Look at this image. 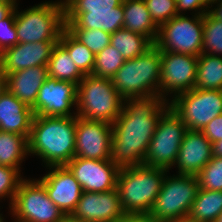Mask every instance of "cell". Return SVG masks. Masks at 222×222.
Returning a JSON list of instances; mask_svg holds the SVG:
<instances>
[{"label":"cell","mask_w":222,"mask_h":222,"mask_svg":"<svg viewBox=\"0 0 222 222\" xmlns=\"http://www.w3.org/2000/svg\"><path fill=\"white\" fill-rule=\"evenodd\" d=\"M64 15L66 29H100L112 34L123 28L122 0H70Z\"/></svg>","instance_id":"7"},{"label":"cell","mask_w":222,"mask_h":222,"mask_svg":"<svg viewBox=\"0 0 222 222\" xmlns=\"http://www.w3.org/2000/svg\"><path fill=\"white\" fill-rule=\"evenodd\" d=\"M62 222H85V221L76 220L70 215V216H65Z\"/></svg>","instance_id":"44"},{"label":"cell","mask_w":222,"mask_h":222,"mask_svg":"<svg viewBox=\"0 0 222 222\" xmlns=\"http://www.w3.org/2000/svg\"><path fill=\"white\" fill-rule=\"evenodd\" d=\"M161 75L160 50L154 45L146 53L125 60L111 79L123 99L159 96Z\"/></svg>","instance_id":"4"},{"label":"cell","mask_w":222,"mask_h":222,"mask_svg":"<svg viewBox=\"0 0 222 222\" xmlns=\"http://www.w3.org/2000/svg\"><path fill=\"white\" fill-rule=\"evenodd\" d=\"M215 222H222V212L220 213L219 217L217 218Z\"/></svg>","instance_id":"48"},{"label":"cell","mask_w":222,"mask_h":222,"mask_svg":"<svg viewBox=\"0 0 222 222\" xmlns=\"http://www.w3.org/2000/svg\"><path fill=\"white\" fill-rule=\"evenodd\" d=\"M70 0H60V1H55L54 3L56 5H59V6H62V7H65L68 3H69Z\"/></svg>","instance_id":"45"},{"label":"cell","mask_w":222,"mask_h":222,"mask_svg":"<svg viewBox=\"0 0 222 222\" xmlns=\"http://www.w3.org/2000/svg\"><path fill=\"white\" fill-rule=\"evenodd\" d=\"M199 188L197 176H168L166 172L160 193L150 213L162 221L187 219Z\"/></svg>","instance_id":"8"},{"label":"cell","mask_w":222,"mask_h":222,"mask_svg":"<svg viewBox=\"0 0 222 222\" xmlns=\"http://www.w3.org/2000/svg\"><path fill=\"white\" fill-rule=\"evenodd\" d=\"M164 222H192V221L184 219V220H174V221H164Z\"/></svg>","instance_id":"47"},{"label":"cell","mask_w":222,"mask_h":222,"mask_svg":"<svg viewBox=\"0 0 222 222\" xmlns=\"http://www.w3.org/2000/svg\"><path fill=\"white\" fill-rule=\"evenodd\" d=\"M29 155L28 138L10 132L0 131V165L17 169Z\"/></svg>","instance_id":"25"},{"label":"cell","mask_w":222,"mask_h":222,"mask_svg":"<svg viewBox=\"0 0 222 222\" xmlns=\"http://www.w3.org/2000/svg\"><path fill=\"white\" fill-rule=\"evenodd\" d=\"M125 215L117 189L100 193L83 191L71 214L85 222H119Z\"/></svg>","instance_id":"18"},{"label":"cell","mask_w":222,"mask_h":222,"mask_svg":"<svg viewBox=\"0 0 222 222\" xmlns=\"http://www.w3.org/2000/svg\"><path fill=\"white\" fill-rule=\"evenodd\" d=\"M2 216H3V214L0 213V222H6V221L4 220V217H2Z\"/></svg>","instance_id":"50"},{"label":"cell","mask_w":222,"mask_h":222,"mask_svg":"<svg viewBox=\"0 0 222 222\" xmlns=\"http://www.w3.org/2000/svg\"><path fill=\"white\" fill-rule=\"evenodd\" d=\"M34 113L8 90L0 96V131L23 135L29 139Z\"/></svg>","instance_id":"21"},{"label":"cell","mask_w":222,"mask_h":222,"mask_svg":"<svg viewBox=\"0 0 222 222\" xmlns=\"http://www.w3.org/2000/svg\"><path fill=\"white\" fill-rule=\"evenodd\" d=\"M124 62L121 53L109 44L102 51L95 54L92 75L112 79Z\"/></svg>","instance_id":"30"},{"label":"cell","mask_w":222,"mask_h":222,"mask_svg":"<svg viewBox=\"0 0 222 222\" xmlns=\"http://www.w3.org/2000/svg\"><path fill=\"white\" fill-rule=\"evenodd\" d=\"M187 130L186 125L169 108L160 117L149 143L144 165L171 170L176 163L180 145Z\"/></svg>","instance_id":"12"},{"label":"cell","mask_w":222,"mask_h":222,"mask_svg":"<svg viewBox=\"0 0 222 222\" xmlns=\"http://www.w3.org/2000/svg\"><path fill=\"white\" fill-rule=\"evenodd\" d=\"M220 1V0H205V2L207 3V5L210 7L213 3Z\"/></svg>","instance_id":"46"},{"label":"cell","mask_w":222,"mask_h":222,"mask_svg":"<svg viewBox=\"0 0 222 222\" xmlns=\"http://www.w3.org/2000/svg\"><path fill=\"white\" fill-rule=\"evenodd\" d=\"M79 42L94 54L110 44L111 34L100 29H67Z\"/></svg>","instance_id":"33"},{"label":"cell","mask_w":222,"mask_h":222,"mask_svg":"<svg viewBox=\"0 0 222 222\" xmlns=\"http://www.w3.org/2000/svg\"><path fill=\"white\" fill-rule=\"evenodd\" d=\"M202 53L222 56V21L204 14Z\"/></svg>","instance_id":"31"},{"label":"cell","mask_w":222,"mask_h":222,"mask_svg":"<svg viewBox=\"0 0 222 222\" xmlns=\"http://www.w3.org/2000/svg\"><path fill=\"white\" fill-rule=\"evenodd\" d=\"M21 173L9 166H0V200L7 197L11 207L20 182L24 179Z\"/></svg>","instance_id":"34"},{"label":"cell","mask_w":222,"mask_h":222,"mask_svg":"<svg viewBox=\"0 0 222 222\" xmlns=\"http://www.w3.org/2000/svg\"><path fill=\"white\" fill-rule=\"evenodd\" d=\"M167 169L138 165L120 168L116 189L126 214L150 212Z\"/></svg>","instance_id":"3"},{"label":"cell","mask_w":222,"mask_h":222,"mask_svg":"<svg viewBox=\"0 0 222 222\" xmlns=\"http://www.w3.org/2000/svg\"><path fill=\"white\" fill-rule=\"evenodd\" d=\"M18 44L15 27V9L5 19L0 21V54L7 48Z\"/></svg>","instance_id":"36"},{"label":"cell","mask_w":222,"mask_h":222,"mask_svg":"<svg viewBox=\"0 0 222 222\" xmlns=\"http://www.w3.org/2000/svg\"><path fill=\"white\" fill-rule=\"evenodd\" d=\"M177 15L159 27L155 46L160 51L202 54L204 15Z\"/></svg>","instance_id":"10"},{"label":"cell","mask_w":222,"mask_h":222,"mask_svg":"<svg viewBox=\"0 0 222 222\" xmlns=\"http://www.w3.org/2000/svg\"><path fill=\"white\" fill-rule=\"evenodd\" d=\"M169 107L188 130L201 131L222 114V90L192 89L169 99Z\"/></svg>","instance_id":"11"},{"label":"cell","mask_w":222,"mask_h":222,"mask_svg":"<svg viewBox=\"0 0 222 222\" xmlns=\"http://www.w3.org/2000/svg\"><path fill=\"white\" fill-rule=\"evenodd\" d=\"M144 2L158 27L178 15L176 0H144Z\"/></svg>","instance_id":"35"},{"label":"cell","mask_w":222,"mask_h":222,"mask_svg":"<svg viewBox=\"0 0 222 222\" xmlns=\"http://www.w3.org/2000/svg\"><path fill=\"white\" fill-rule=\"evenodd\" d=\"M212 155L222 157V140L212 143Z\"/></svg>","instance_id":"43"},{"label":"cell","mask_w":222,"mask_h":222,"mask_svg":"<svg viewBox=\"0 0 222 222\" xmlns=\"http://www.w3.org/2000/svg\"><path fill=\"white\" fill-rule=\"evenodd\" d=\"M74 61L83 75H90L93 72L95 54L84 44L79 42L66 28L62 31L58 41Z\"/></svg>","instance_id":"29"},{"label":"cell","mask_w":222,"mask_h":222,"mask_svg":"<svg viewBox=\"0 0 222 222\" xmlns=\"http://www.w3.org/2000/svg\"><path fill=\"white\" fill-rule=\"evenodd\" d=\"M77 116L34 115L28 139L29 156L42 159L45 167L67 165L75 157Z\"/></svg>","instance_id":"2"},{"label":"cell","mask_w":222,"mask_h":222,"mask_svg":"<svg viewBox=\"0 0 222 222\" xmlns=\"http://www.w3.org/2000/svg\"><path fill=\"white\" fill-rule=\"evenodd\" d=\"M0 2H17V0H0Z\"/></svg>","instance_id":"49"},{"label":"cell","mask_w":222,"mask_h":222,"mask_svg":"<svg viewBox=\"0 0 222 222\" xmlns=\"http://www.w3.org/2000/svg\"><path fill=\"white\" fill-rule=\"evenodd\" d=\"M121 221L122 222H164L153 216L150 212L126 214Z\"/></svg>","instance_id":"39"},{"label":"cell","mask_w":222,"mask_h":222,"mask_svg":"<svg viewBox=\"0 0 222 222\" xmlns=\"http://www.w3.org/2000/svg\"><path fill=\"white\" fill-rule=\"evenodd\" d=\"M221 212L222 191L199 188L187 219L192 222H215Z\"/></svg>","instance_id":"24"},{"label":"cell","mask_w":222,"mask_h":222,"mask_svg":"<svg viewBox=\"0 0 222 222\" xmlns=\"http://www.w3.org/2000/svg\"><path fill=\"white\" fill-rule=\"evenodd\" d=\"M57 42L18 43L0 54V69L5 74L34 66H47Z\"/></svg>","instance_id":"19"},{"label":"cell","mask_w":222,"mask_h":222,"mask_svg":"<svg viewBox=\"0 0 222 222\" xmlns=\"http://www.w3.org/2000/svg\"><path fill=\"white\" fill-rule=\"evenodd\" d=\"M6 76L8 91L31 108L35 104L39 89L48 78V67L34 66Z\"/></svg>","instance_id":"22"},{"label":"cell","mask_w":222,"mask_h":222,"mask_svg":"<svg viewBox=\"0 0 222 222\" xmlns=\"http://www.w3.org/2000/svg\"><path fill=\"white\" fill-rule=\"evenodd\" d=\"M178 15H185L184 12L192 11L194 15H204L209 11V6L205 0H176ZM195 11V13H194Z\"/></svg>","instance_id":"37"},{"label":"cell","mask_w":222,"mask_h":222,"mask_svg":"<svg viewBox=\"0 0 222 222\" xmlns=\"http://www.w3.org/2000/svg\"><path fill=\"white\" fill-rule=\"evenodd\" d=\"M196 176L201 189L222 191V157L213 156Z\"/></svg>","instance_id":"32"},{"label":"cell","mask_w":222,"mask_h":222,"mask_svg":"<svg viewBox=\"0 0 222 222\" xmlns=\"http://www.w3.org/2000/svg\"><path fill=\"white\" fill-rule=\"evenodd\" d=\"M17 2H0V21L8 17L15 9Z\"/></svg>","instance_id":"40"},{"label":"cell","mask_w":222,"mask_h":222,"mask_svg":"<svg viewBox=\"0 0 222 222\" xmlns=\"http://www.w3.org/2000/svg\"><path fill=\"white\" fill-rule=\"evenodd\" d=\"M48 77L79 84L84 75L79 71L68 51L57 42L48 62Z\"/></svg>","instance_id":"27"},{"label":"cell","mask_w":222,"mask_h":222,"mask_svg":"<svg viewBox=\"0 0 222 222\" xmlns=\"http://www.w3.org/2000/svg\"><path fill=\"white\" fill-rule=\"evenodd\" d=\"M110 45L121 53L124 60H130L146 53L155 44L146 36L122 28L111 34Z\"/></svg>","instance_id":"28"},{"label":"cell","mask_w":222,"mask_h":222,"mask_svg":"<svg viewBox=\"0 0 222 222\" xmlns=\"http://www.w3.org/2000/svg\"><path fill=\"white\" fill-rule=\"evenodd\" d=\"M47 169L48 173L37 180L45 187L50 200L65 216H70L83 193L82 186L66 165L50 166Z\"/></svg>","instance_id":"17"},{"label":"cell","mask_w":222,"mask_h":222,"mask_svg":"<svg viewBox=\"0 0 222 222\" xmlns=\"http://www.w3.org/2000/svg\"><path fill=\"white\" fill-rule=\"evenodd\" d=\"M14 222H62L65 215L37 179H23L9 209Z\"/></svg>","instance_id":"9"},{"label":"cell","mask_w":222,"mask_h":222,"mask_svg":"<svg viewBox=\"0 0 222 222\" xmlns=\"http://www.w3.org/2000/svg\"><path fill=\"white\" fill-rule=\"evenodd\" d=\"M86 192H107L116 189L120 168L111 160L74 157L67 165Z\"/></svg>","instance_id":"16"},{"label":"cell","mask_w":222,"mask_h":222,"mask_svg":"<svg viewBox=\"0 0 222 222\" xmlns=\"http://www.w3.org/2000/svg\"><path fill=\"white\" fill-rule=\"evenodd\" d=\"M194 89L222 90V56L205 53L198 56Z\"/></svg>","instance_id":"26"},{"label":"cell","mask_w":222,"mask_h":222,"mask_svg":"<svg viewBox=\"0 0 222 222\" xmlns=\"http://www.w3.org/2000/svg\"><path fill=\"white\" fill-rule=\"evenodd\" d=\"M201 132L211 143L222 140V114L213 118Z\"/></svg>","instance_id":"38"},{"label":"cell","mask_w":222,"mask_h":222,"mask_svg":"<svg viewBox=\"0 0 222 222\" xmlns=\"http://www.w3.org/2000/svg\"><path fill=\"white\" fill-rule=\"evenodd\" d=\"M15 27L18 43L58 42L66 28L64 7L45 1L19 12L16 3Z\"/></svg>","instance_id":"6"},{"label":"cell","mask_w":222,"mask_h":222,"mask_svg":"<svg viewBox=\"0 0 222 222\" xmlns=\"http://www.w3.org/2000/svg\"><path fill=\"white\" fill-rule=\"evenodd\" d=\"M216 5V6H214ZM215 8H214V7ZM209 12L218 20L222 21V0L217 1L215 3H213L210 7H209Z\"/></svg>","instance_id":"41"},{"label":"cell","mask_w":222,"mask_h":222,"mask_svg":"<svg viewBox=\"0 0 222 222\" xmlns=\"http://www.w3.org/2000/svg\"><path fill=\"white\" fill-rule=\"evenodd\" d=\"M160 55L159 96L169 102L168 95L174 98L181 93L194 89L198 56L169 51H160Z\"/></svg>","instance_id":"13"},{"label":"cell","mask_w":222,"mask_h":222,"mask_svg":"<svg viewBox=\"0 0 222 222\" xmlns=\"http://www.w3.org/2000/svg\"><path fill=\"white\" fill-rule=\"evenodd\" d=\"M73 106L77 108V84L48 77L31 108L38 116L72 117L77 116Z\"/></svg>","instance_id":"14"},{"label":"cell","mask_w":222,"mask_h":222,"mask_svg":"<svg viewBox=\"0 0 222 222\" xmlns=\"http://www.w3.org/2000/svg\"><path fill=\"white\" fill-rule=\"evenodd\" d=\"M212 143L199 130H187L176 160L177 173L196 176L212 159Z\"/></svg>","instance_id":"20"},{"label":"cell","mask_w":222,"mask_h":222,"mask_svg":"<svg viewBox=\"0 0 222 222\" xmlns=\"http://www.w3.org/2000/svg\"><path fill=\"white\" fill-rule=\"evenodd\" d=\"M122 4L124 12L123 28L146 36L155 44L159 27L152 20L144 0L125 1Z\"/></svg>","instance_id":"23"},{"label":"cell","mask_w":222,"mask_h":222,"mask_svg":"<svg viewBox=\"0 0 222 222\" xmlns=\"http://www.w3.org/2000/svg\"><path fill=\"white\" fill-rule=\"evenodd\" d=\"M112 125L77 116L75 157L111 160Z\"/></svg>","instance_id":"15"},{"label":"cell","mask_w":222,"mask_h":222,"mask_svg":"<svg viewBox=\"0 0 222 222\" xmlns=\"http://www.w3.org/2000/svg\"><path fill=\"white\" fill-rule=\"evenodd\" d=\"M123 100L111 79L84 75L77 85V116L112 125L121 114Z\"/></svg>","instance_id":"5"},{"label":"cell","mask_w":222,"mask_h":222,"mask_svg":"<svg viewBox=\"0 0 222 222\" xmlns=\"http://www.w3.org/2000/svg\"><path fill=\"white\" fill-rule=\"evenodd\" d=\"M161 96L124 99L121 114L112 124L111 161L119 168L144 164L160 117L169 109Z\"/></svg>","instance_id":"1"},{"label":"cell","mask_w":222,"mask_h":222,"mask_svg":"<svg viewBox=\"0 0 222 222\" xmlns=\"http://www.w3.org/2000/svg\"><path fill=\"white\" fill-rule=\"evenodd\" d=\"M8 90L7 87V76L6 74L0 69V96L4 94Z\"/></svg>","instance_id":"42"}]
</instances>
